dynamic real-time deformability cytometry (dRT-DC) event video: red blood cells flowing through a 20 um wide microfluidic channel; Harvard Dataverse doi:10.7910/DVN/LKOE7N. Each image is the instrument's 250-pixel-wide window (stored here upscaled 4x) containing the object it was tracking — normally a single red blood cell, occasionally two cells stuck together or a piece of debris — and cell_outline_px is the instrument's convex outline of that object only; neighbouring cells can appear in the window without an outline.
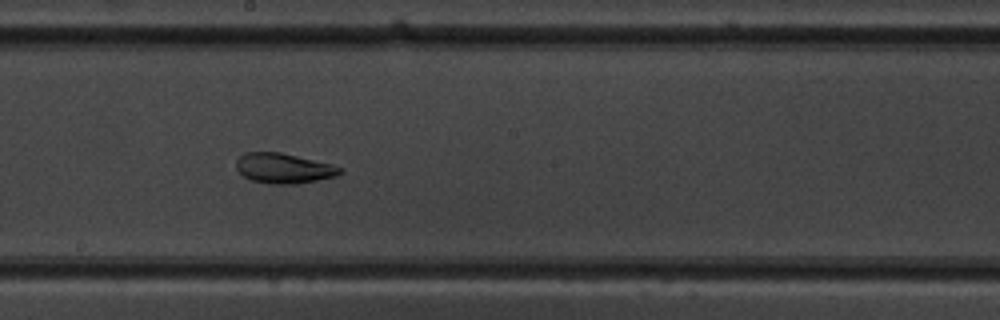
{"species": "common noctule bat (a hibernating species)", "species_latin": "Nyctalus noctula", "temperature_condition": "warm", "stored_images_in_passage": 53, "camera_frame_rate_fps": 3000, "um_per_image_px": 0.085, "animal": {"sex": "male", "body_mass_g": 19.5, "forearm_length_mm": 54.6}, "frame": {"image": 1, "passage_image": 30, "time_ms": 9.667, "image_size_px": [1000, 320], "cell_outline_px": [[344, 172], [336, 176], [296, 184], [268, 184], [252, 180], [244, 176], [236, 168], [236, 160], [244, 152], [280, 152], [332, 164], [344, 168]], "centroid_in_image_um": [24.13, 14.3], "position_along_channel_um": 224.1, "area_um2": 18.26}}
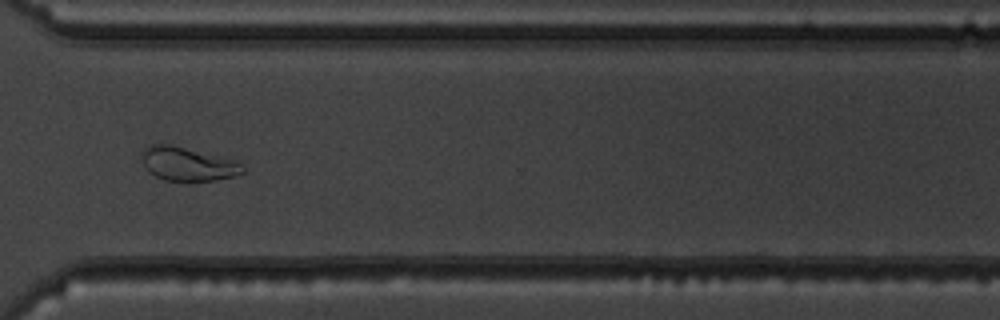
{"frame": {"image": 2, "passage_image": 40, "time_ms": 13.0, "image_size_px": [1000, 320], "cell_outline_px": [[244, 172], [236, 176], [212, 180], [164, 180], [148, 172], [144, 164], [144, 152], [152, 144], [168, 144], [236, 160], [244, 168]], "centroid_in_image_um": [16.0, 13.95], "position_along_channel_um": 354.6, "area_um2": 19.19}}
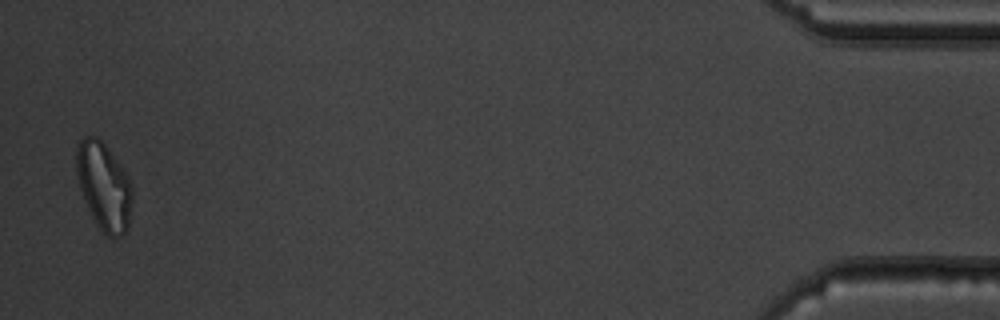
{"frame": {"image": 3, "passage_image": 52, "time_ms": 17.0, "image_size_px": [1000, 320], "cell_outline_px": [[132, 200], [128, 228], [124, 236], [108, 236], [100, 228], [92, 216], [84, 200], [76, 176], [76, 148], [80, 140], [84, 136], [96, 136], [108, 148], [128, 176], [132, 188]], "centroid_in_image_um": [8.83, 15.82], "position_along_channel_um": 426.4, "area_um2": 28.38}, "authors_computed_cell_mechanics": {"area_um2": 25.2586, "velocity_mm_per_s": 3.9064, "shape_relaxation_time_tau1_ms": null, "shape_relaxation_time_tau2_ms": 2.5612, "deformation_change_tau1": null, "deformation_change_tau2": 0.0873}}